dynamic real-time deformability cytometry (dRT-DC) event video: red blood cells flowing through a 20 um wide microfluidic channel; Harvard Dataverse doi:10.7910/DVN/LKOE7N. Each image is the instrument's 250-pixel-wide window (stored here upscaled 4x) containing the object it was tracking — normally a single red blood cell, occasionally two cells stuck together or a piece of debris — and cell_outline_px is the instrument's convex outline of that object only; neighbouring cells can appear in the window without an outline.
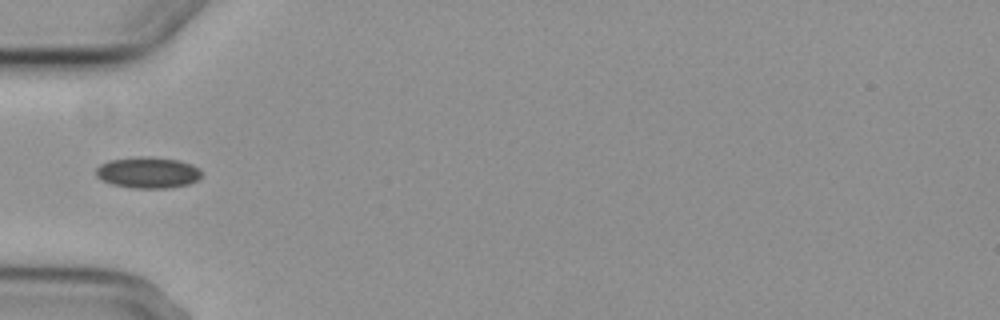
{"species": "common noctule bat (a hibernating species)", "species_latin": "Nyctalus noctula", "temperature_condition": "cold", "stored_images_in_passage": 3, "camera_frame_rate_fps": 3000, "um_per_image_px": 0.085, "animal": {"sex": "female", "body_mass_g": 29.2, "forearm_length_mm": 56.3}, "frame": {"image": 1, "passage_image": 3, "time_ms": 2.333, "image_size_px": [1000, 320], "cell_outline_px": [[200, 176], [196, 180], [188, 184], [168, 188], [132, 188], [112, 184], [100, 180], [96, 176], [96, 168], [100, 164], [108, 160], [132, 156], [152, 156], [180, 160], [192, 164], [200, 168]], "centroid_in_image_um": [12.53, 14.64], "position_along_channel_um": 72.5, "area_um2": 19.54}}